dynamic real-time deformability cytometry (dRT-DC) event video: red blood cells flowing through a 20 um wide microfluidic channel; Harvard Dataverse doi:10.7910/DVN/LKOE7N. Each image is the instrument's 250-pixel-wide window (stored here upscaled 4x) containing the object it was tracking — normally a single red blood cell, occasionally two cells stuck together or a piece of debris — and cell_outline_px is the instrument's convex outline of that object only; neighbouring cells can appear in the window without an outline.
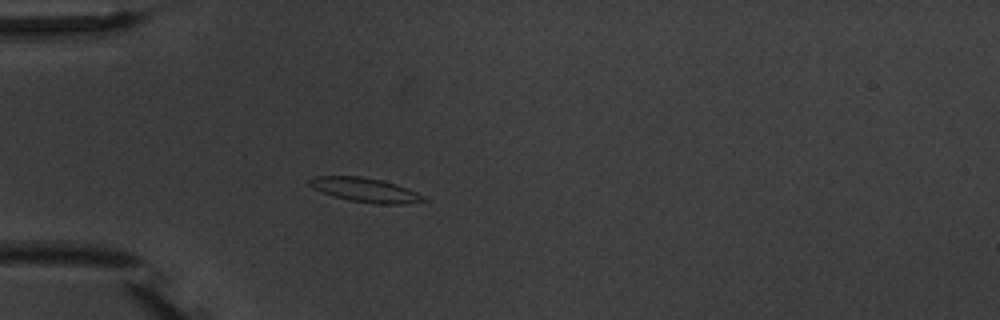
{"species": "common noctule bat (a hibernating species)", "species_latin": "Nyctalus noctula", "temperature_condition": "warm", "stored_images_in_passage": 6, "camera_frame_rate_fps": 3000, "um_per_image_px": 0.085, "animal": {"sex": "male", "body_mass_g": 20.1, "forearm_length_mm": 53.5}, "frame": {"image": 1, "passage_image": 5, "time_ms": 4.667, "image_size_px": [1000, 320], "cell_outline_px": [[432, 200], [408, 204], [376, 204], [348, 200], [332, 196], [312, 188], [308, 184], [308, 180], [312, 176], [360, 176], [380, 180], [396, 184], [408, 188]], "centroid_in_image_um": [31.06, 16.16], "position_along_channel_um": 53.9, "area_um2": 16.36}}